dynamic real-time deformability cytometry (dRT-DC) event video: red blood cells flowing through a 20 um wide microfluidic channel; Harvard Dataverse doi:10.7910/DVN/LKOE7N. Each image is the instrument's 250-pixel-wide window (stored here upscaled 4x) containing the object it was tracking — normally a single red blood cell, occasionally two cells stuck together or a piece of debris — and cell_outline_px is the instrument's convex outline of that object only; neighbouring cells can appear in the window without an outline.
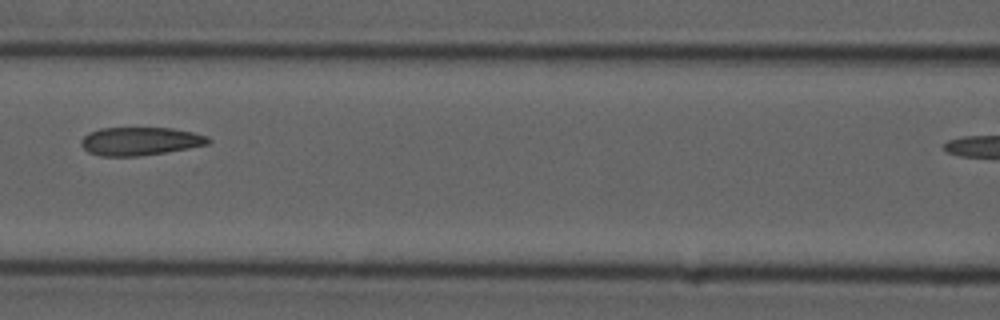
{"species": "common noctule bat (a hibernating species)", "species_latin": "Nyctalus noctula", "temperature_condition": "cold", "stored_images_in_passage": 5, "segment_of_instrument_passage": [1, 2], "camera_frame_rate_fps": 3000, "um_per_image_px": 0.085, "animal": {"sex": "male", "forearm_length_mm": 52.5}, "frame": {"image": 1, "passage_image": 4, "time_ms": 4.333, "image_size_px": [1000, 320], "cell_outline_px": [[212, 140], [208, 144], [188, 148], [140, 156], [100, 156], [88, 152], [80, 144], [80, 140], [88, 132], [100, 128], [172, 128], [192, 132], [208, 136]], "centroid_in_image_um": [11.88, 12.0], "position_along_channel_um": 154.7, "area_um2": 20.92}}